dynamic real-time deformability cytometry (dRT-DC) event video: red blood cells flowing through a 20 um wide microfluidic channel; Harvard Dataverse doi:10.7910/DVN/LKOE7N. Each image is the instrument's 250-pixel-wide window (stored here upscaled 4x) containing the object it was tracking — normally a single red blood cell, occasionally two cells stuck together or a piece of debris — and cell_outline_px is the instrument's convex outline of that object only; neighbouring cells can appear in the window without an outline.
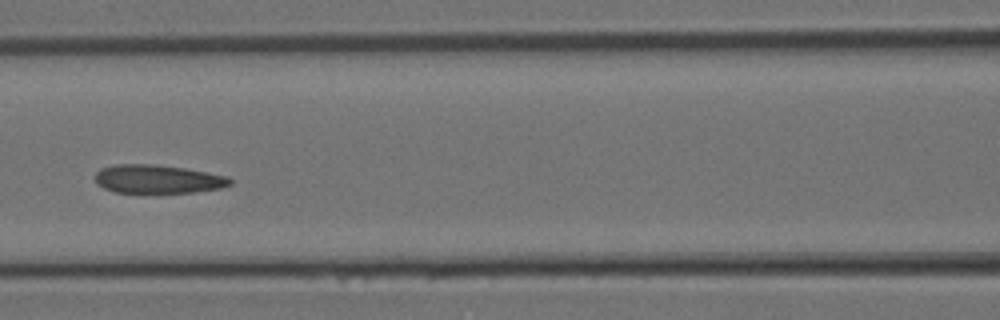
{"species": "Egyptian fruit bat (a non-hibernating species)", "species_latin": "Rousettus aegyptiacus", "temperature_condition": "room temperature", "stored_images_in_passage": 30, "camera_frame_rate_fps": 3000, "um_per_image_px": 0.085, "animal": {"sex": "female"}, "frame": {"image": 1, "passage_image": 13, "time_ms": 4.0, "image_size_px": [1000, 320], "cell_outline_px": [[232, 184], [220, 188], [192, 192], [116, 192], [104, 188], [96, 184], [96, 172], [100, 168], [116, 164], [152, 164], [184, 168], [228, 176], [232, 180]], "centroid_in_image_um": [13.4, 15.21], "position_along_channel_um": 153.2, "area_um2": 22.25}}
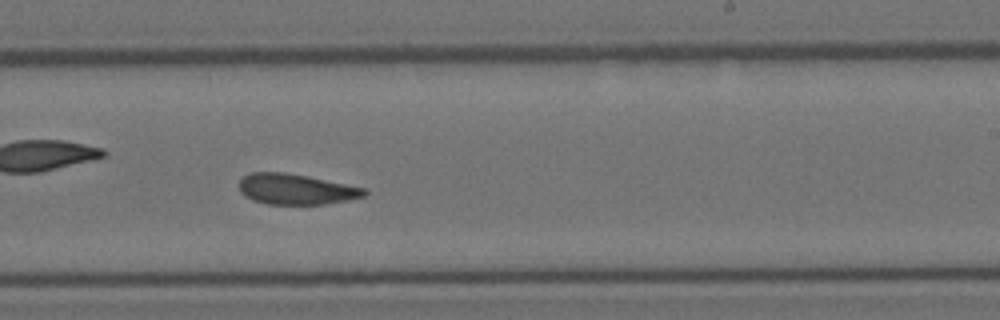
{"frame": {"image": 2, "passage_image": 18, "time_ms": 5.667, "image_size_px": [1000, 320], "cell_outline_px": [[368, 192], [364, 196], [348, 200], [324, 204], [268, 204], [252, 200], [244, 196], [240, 192], [236, 184], [244, 176], [252, 172], [284, 172], [308, 176], [364, 188]], "centroid_in_image_um": [25.1, 16.08], "position_along_channel_um": 263.9, "area_um2": 22.37}}
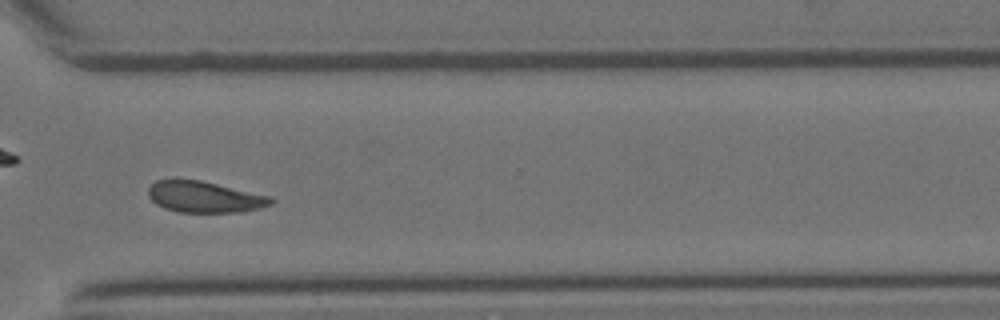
{"frame": {"image": 3, "passage_image": 22, "time_ms": 7.0, "image_size_px": [1000, 320], "cell_outline_px": [[276, 200], [272, 204], [240, 212], [180, 212], [164, 208], [156, 204], [148, 196], [148, 188], [156, 180], [176, 176], [200, 180], [272, 196]], "centroid_in_image_um": [17.34, 16.7], "position_along_channel_um": 353.3, "area_um2": 22.83}}